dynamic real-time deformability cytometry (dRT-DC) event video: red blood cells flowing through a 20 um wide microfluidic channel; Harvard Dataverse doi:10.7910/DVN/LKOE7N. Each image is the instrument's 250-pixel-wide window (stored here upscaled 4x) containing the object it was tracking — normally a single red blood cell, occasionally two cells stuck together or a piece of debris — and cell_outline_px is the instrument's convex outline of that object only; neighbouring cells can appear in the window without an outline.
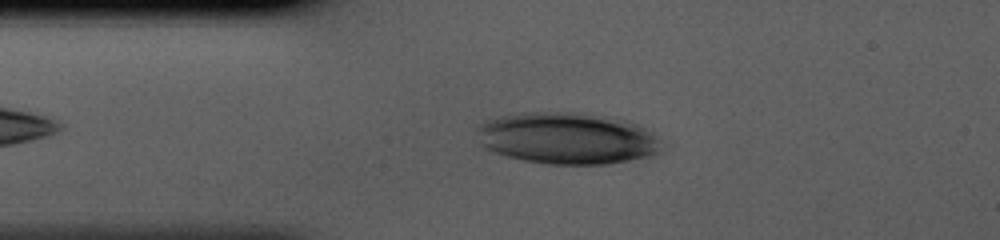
{"species": "human", "species_latin": "Homo sapiens", "temperature_condition": "cold", "stored_images_in_passage": 36, "camera_frame_rate_fps": 3000, "um_per_image_px": 0.085, "donor": {"sex": "male"}, "frame": {"image": 1, "passage_image": 5, "time_ms": 1.333, "image_size_px": [1000, 240], "cell_outline_px": [[660, 152], [648, 156], [608, 164], [548, 164], [524, 160], [504, 156], [492, 152], [480, 144], [476, 128], [480, 124], [488, 120], [500, 116], [524, 112], [536, 112], [588, 116], [628, 120], [652, 132], [660, 140]], "centroid_in_image_um": [48.16, 11.79], "position_along_channel_um": 36.8, "area_um2": 54.68}}
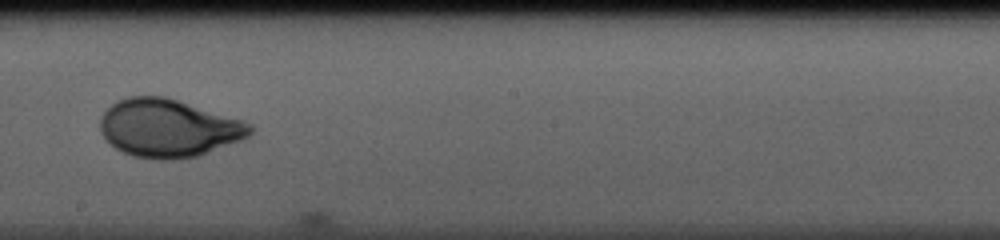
{"frame": {"image": 2, "passage_image": 20, "time_ms": 6.333, "image_size_px": [1000, 240], "cell_outline_px": [[256, 128], [248, 136], [240, 140], [196, 156], [172, 160], [156, 160], [132, 156], [116, 148], [100, 132], [100, 116], [116, 100], [128, 96], [164, 96], [240, 120], [252, 124]], "centroid_in_image_um": [14.28, 10.89], "position_along_channel_um": 233.9, "area_um2": 50.23}}
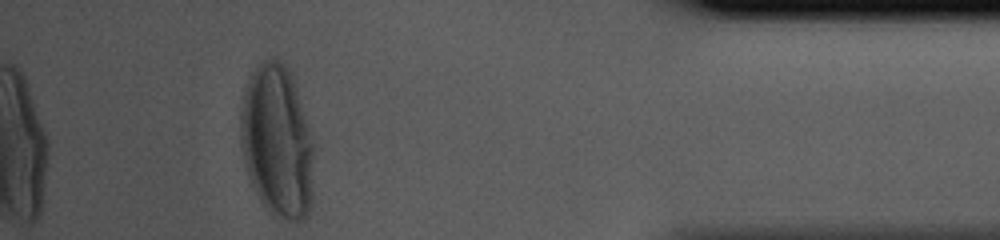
{"frame": {"image": 3, "passage_image": 35, "time_ms": 11.333, "image_size_px": [1000, 240], "cell_outline_px": [[312, 204], [308, 216], [304, 220], [296, 224], [272, 212], [260, 200], [248, 176], [244, 160], [240, 140], [240, 112], [244, 92], [248, 80], [256, 64], [264, 60], [280, 60], [292, 72], [312, 144]], "centroid_in_image_um": [23.54, 12.03], "position_along_channel_um": 411.7, "area_um2": 64.91}}